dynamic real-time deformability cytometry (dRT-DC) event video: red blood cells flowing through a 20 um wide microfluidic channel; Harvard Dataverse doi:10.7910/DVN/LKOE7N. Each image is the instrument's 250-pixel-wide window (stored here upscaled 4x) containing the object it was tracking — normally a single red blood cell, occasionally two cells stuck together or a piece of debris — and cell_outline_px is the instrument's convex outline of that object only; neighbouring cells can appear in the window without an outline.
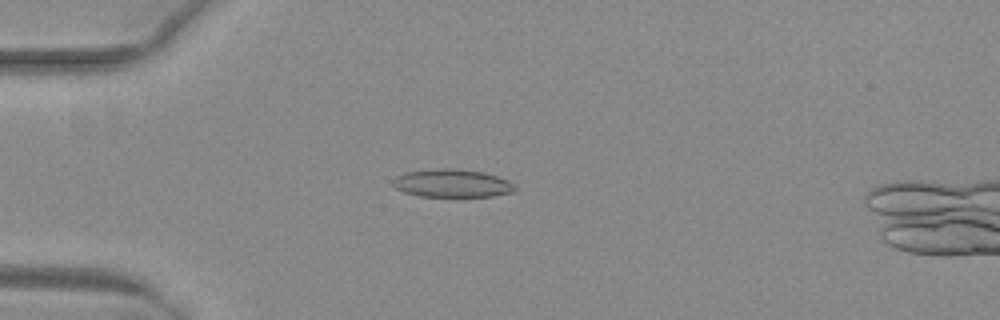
{"species": "common noctule bat (a hibernating species)", "species_latin": "Nyctalus noctula", "temperature_condition": "warm", "stored_images_in_passage": 45, "camera_frame_rate_fps": 3000, "um_per_image_px": 0.085, "animal": {"sex": "female", "body_mass_g": 29.2, "forearm_length_mm": 56.3}, "frame": {"image": 1, "passage_image": 8, "time_ms": 2.333, "image_size_px": [1000, 320], "cell_outline_px": [[516, 192], [492, 196], [420, 196], [404, 192], [396, 188], [392, 184], [392, 180], [396, 176], [404, 172], [440, 168], [452, 168], [484, 172], [508, 180], [516, 188]], "centroid_in_image_um": [38.42, 15.57], "position_along_channel_um": 46.6, "area_um2": 19.94}}
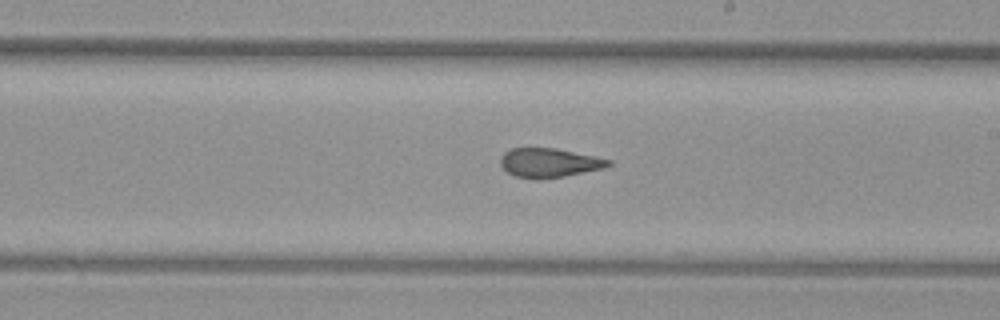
{"frame": {"image": 2, "passage_image": 24, "time_ms": 7.667, "image_size_px": [1000, 320], "cell_outline_px": [[612, 164], [604, 168], [564, 176], [540, 180], [536, 180], [512, 176], [500, 164], [500, 156], [508, 148], [556, 148], [596, 156], [612, 160]], "centroid_in_image_um": [46.66, 13.84], "position_along_channel_um": 242.3, "area_um2": 18.67}}
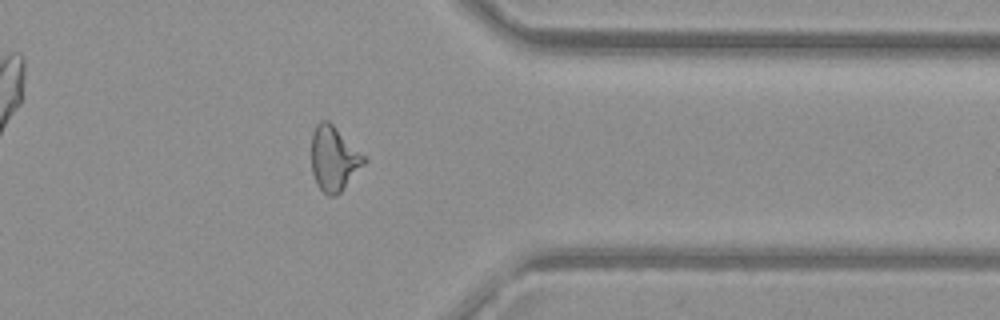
{"frame": {"image": 3, "passage_image": 35, "time_ms": 11.333, "image_size_px": [1000, 320], "cell_outline_px": [[368, 160], [340, 192], [332, 196], [328, 196], [316, 184], [312, 172], [312, 132], [316, 124], [320, 120], [328, 120]], "centroid_in_image_um": [28.36, 13.48], "position_along_channel_um": 383.0, "area_um2": 19.48}, "authors_computed_cell_mechanics": {"area_um2": 19.4786, "velocity_mm_per_s": 4.0843, "shape_relaxation_time_tau1_ms": null, "shape_relaxation_time_tau2_ms": 1.6971, "deformation_change_tau1": null, "deformation_change_tau2": 0.1093}}